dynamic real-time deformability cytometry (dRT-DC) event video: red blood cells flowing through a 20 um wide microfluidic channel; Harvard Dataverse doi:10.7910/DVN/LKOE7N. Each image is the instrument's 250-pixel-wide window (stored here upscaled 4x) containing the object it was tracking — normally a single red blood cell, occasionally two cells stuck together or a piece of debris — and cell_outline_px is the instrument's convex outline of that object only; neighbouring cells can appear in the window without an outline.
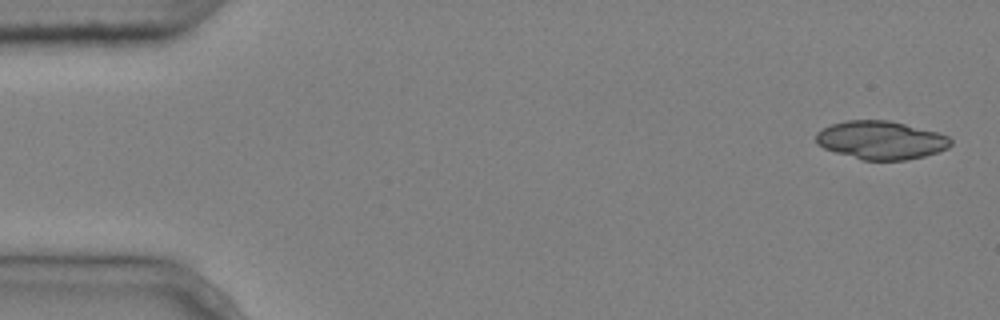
{"species": "common noctule bat (a hibernating species)", "species_latin": "Nyctalus noctula", "temperature_condition": "cold", "stored_images_in_passage": 5, "camera_frame_rate_fps": 3000, "um_per_image_px": 0.085, "animal": {"sex": "male", "body_mass_g": 20.4}, "frame": {"image": 1, "passage_image": 1, "time_ms": 0.0, "image_size_px": [1000, 320], "cell_outline_px": [[952, 144], [948, 148], [924, 156], [904, 160], [864, 160], [836, 152], [824, 148], [816, 144], [816, 132], [832, 124], [844, 120], [888, 120], [936, 132], [948, 136], [952, 140]], "centroid_in_image_um": [74.87, 11.91], "position_along_channel_um": 10.1, "area_um2": 29.82}}